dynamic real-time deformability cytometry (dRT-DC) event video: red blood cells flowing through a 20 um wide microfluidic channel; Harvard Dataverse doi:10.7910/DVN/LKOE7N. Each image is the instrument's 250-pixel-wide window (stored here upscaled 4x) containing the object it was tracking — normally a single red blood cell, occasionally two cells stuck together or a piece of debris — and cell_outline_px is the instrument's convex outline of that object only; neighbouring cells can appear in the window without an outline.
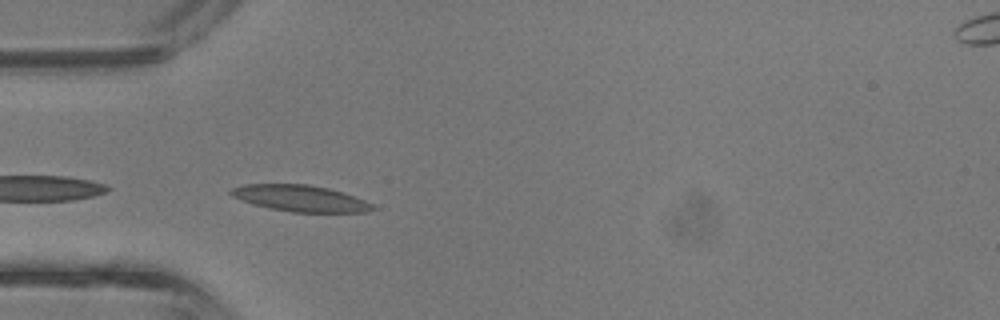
{"species": "common noctule bat (a hibernating species)", "species_latin": "Nyctalus noctula", "temperature_condition": "room temperature", "stored_images_in_passage": 32, "camera_frame_rate_fps": 3000, "um_per_image_px": 0.085, "animal": {"sex": "male", "body_mass_g": 13.3}, "frame": {"image": 1, "passage_image": 9, "time_ms": 2.667, "image_size_px": [1000, 320], "cell_outline_px": [[376, 208], [368, 212], [292, 212], [268, 208], [252, 204], [232, 196], [228, 192], [232, 188], [244, 184], [308, 184], [328, 188], [344, 192], [364, 200], [372, 204]], "centroid_in_image_um": [25.52, 16.85], "position_along_channel_um": 59.5, "area_um2": 21.79}}
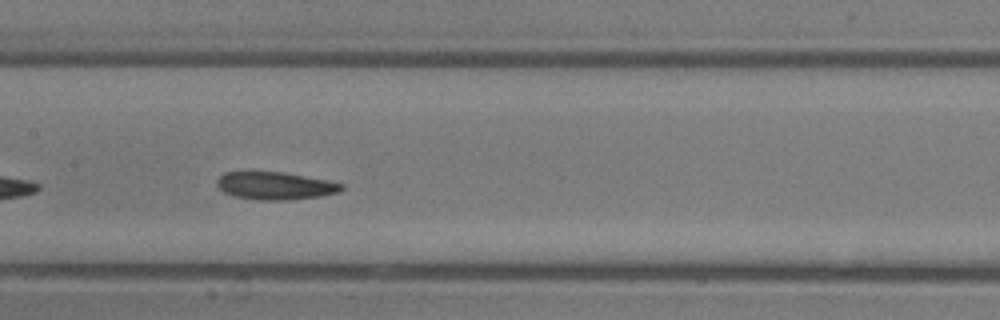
{"frame": {"image": 2, "passage_image": 17, "time_ms": 5.333, "image_size_px": [1000, 320], "cell_outline_px": [[344, 188], [340, 192], [324, 196], [288, 200], [256, 200], [236, 196], [224, 192], [216, 184], [216, 180], [224, 172], [284, 172], [328, 180], [344, 184]], "centroid_in_image_um": [23.44, 15.79], "position_along_channel_um": 184.0, "area_um2": 20.23}}
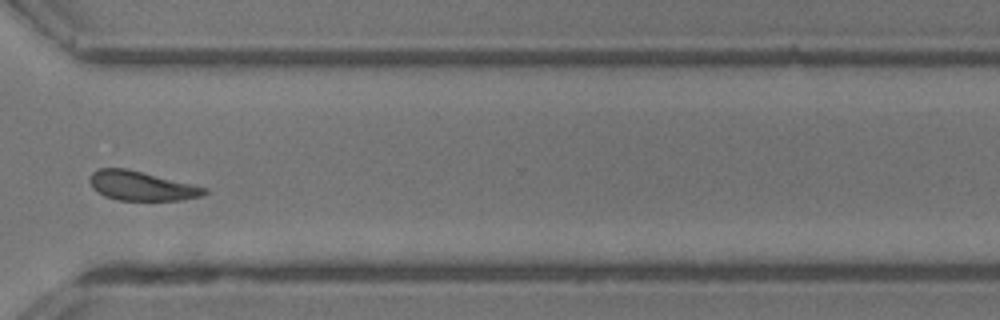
{"frame": {"image": 3, "passage_image": 28, "time_ms": 9.0, "image_size_px": [1000, 320], "cell_outline_px": [[208, 192], [204, 196], [180, 200], [116, 200], [104, 196], [96, 192], [92, 188], [88, 180], [92, 172], [100, 168], [128, 168], [208, 188]], "centroid_in_image_um": [12.01, 15.8], "position_along_channel_um": 358.6, "area_um2": 19.83}, "authors_computed_cell_mechanics": {"area_um2": 20.9236, "velocity_mm_per_s": 4.7693, "shape_relaxation_time_tau1_ms": 2.1666, "shape_relaxation_time_tau2_ms": 2.5491, "deformation_change_tau1": 0.1035, "deformation_change_tau2": 0.0951}}